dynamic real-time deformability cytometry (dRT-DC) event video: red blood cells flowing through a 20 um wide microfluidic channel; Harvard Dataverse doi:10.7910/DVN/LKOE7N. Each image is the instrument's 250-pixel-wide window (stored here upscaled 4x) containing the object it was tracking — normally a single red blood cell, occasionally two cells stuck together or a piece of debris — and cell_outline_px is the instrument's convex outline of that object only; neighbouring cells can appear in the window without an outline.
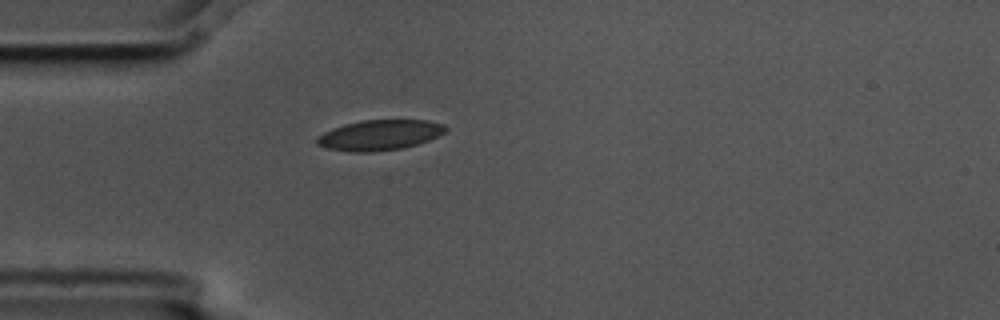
{"species": "common noctule bat (a hibernating species)", "species_latin": "Nyctalus noctula", "temperature_condition": "cold", "stored_images_in_passage": 6, "camera_frame_rate_fps": 3000, "um_per_image_px": 0.085, "animal": {"sex": "male", "body_mass_g": 17.5, "forearm_length_mm": 52.3}, "frame": {"image": 1, "passage_image": 6, "time_ms": 1.667, "image_size_px": [1000, 320], "cell_outline_px": [[448, 128], [444, 132], [428, 140], [404, 148], [372, 152], [352, 152], [328, 148], [316, 144], [316, 136], [332, 128], [344, 124], [360, 120], [428, 120], [444, 124]], "centroid_in_image_um": [32.24, 11.47], "position_along_channel_um": 52.8, "area_um2": 22.77}}